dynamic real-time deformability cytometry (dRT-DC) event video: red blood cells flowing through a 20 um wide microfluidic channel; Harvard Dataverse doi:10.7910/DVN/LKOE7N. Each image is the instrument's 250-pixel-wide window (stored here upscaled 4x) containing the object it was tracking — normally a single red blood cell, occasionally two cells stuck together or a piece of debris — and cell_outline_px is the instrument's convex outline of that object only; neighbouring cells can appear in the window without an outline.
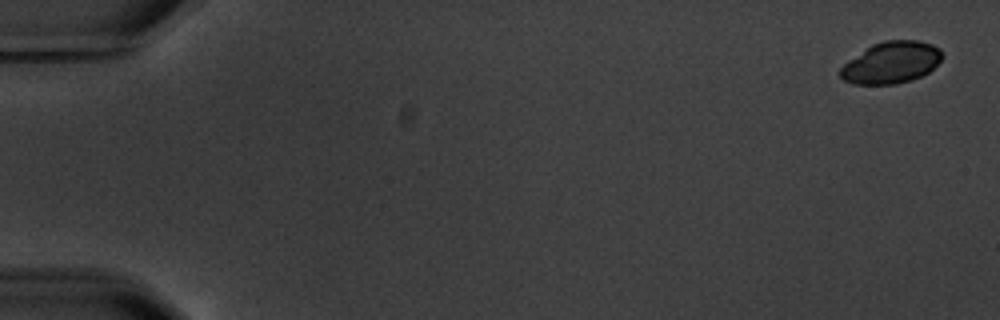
{"species": "common noctule bat (a hibernating species)", "species_latin": "Nyctalus noctula", "temperature_condition": "warm", "stored_images_in_passage": 8, "camera_frame_rate_fps": 3000, "um_per_image_px": 0.085, "animal": {"sex": "male", "body_mass_g": 20.1, "forearm_length_mm": 53.5}, "frame": {"image": 1, "passage_image": 1, "time_ms": 0.0, "image_size_px": [1000, 320], "cell_outline_px": [[944, 56], [928, 72], [912, 80], [896, 84], [852, 84], [844, 80], [840, 76], [840, 68], [848, 60], [872, 44], [884, 40], [920, 40], [932, 44], [940, 48]], "centroid_in_image_um": [75.76, 5.31], "position_along_channel_um": 9.2, "area_um2": 24.8}}
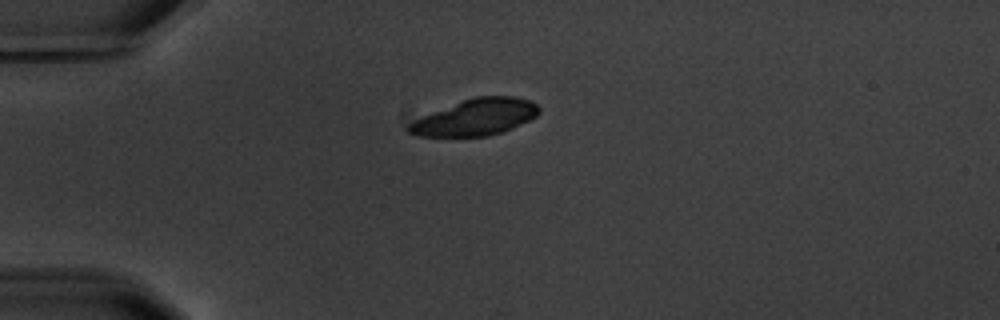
{"frame": {"image": 2, "passage_image": 5, "time_ms": 4.667, "image_size_px": [1000, 320], "cell_outline_px": [[540, 112], [536, 116], [512, 128], [488, 136], [416, 136], [408, 132], [404, 128], [408, 124], [424, 116], [464, 100], [476, 96], [516, 96], [528, 100], [536, 104], [540, 108]], "centroid_in_image_um": [40.44, 9.97], "position_along_channel_um": 44.6, "area_um2": 27.17}}